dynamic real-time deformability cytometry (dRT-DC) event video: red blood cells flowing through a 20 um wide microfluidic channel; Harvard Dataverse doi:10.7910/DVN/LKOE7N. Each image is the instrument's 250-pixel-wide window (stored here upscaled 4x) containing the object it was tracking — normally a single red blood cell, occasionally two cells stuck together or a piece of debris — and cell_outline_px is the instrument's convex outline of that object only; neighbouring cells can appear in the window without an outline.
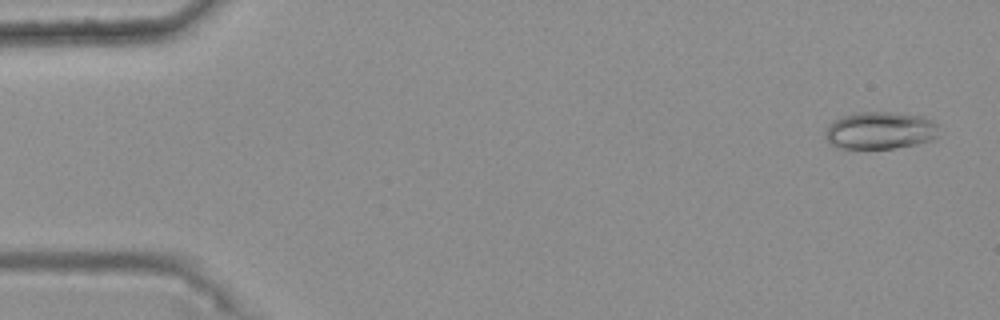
{"species": "common noctule bat (a hibernating species)", "species_latin": "Nyctalus noctula", "temperature_condition": "warm", "stored_images_in_passage": 49, "camera_frame_rate_fps": 3000, "um_per_image_px": 0.085, "animal": {"sex": "female", "body_mass_g": 25.1}, "frame": {"image": 1, "passage_image": 3, "time_ms": 0.667, "image_size_px": [1000, 320], "cell_outline_px": [[936, 136], [932, 140], [916, 144], [896, 148], [840, 148], [828, 144], [824, 136], [824, 132], [828, 124], [832, 120], [856, 112], [888, 112], [924, 116], [932, 120], [936, 124]], "centroid_in_image_um": [74.74, 11.09], "position_along_channel_um": 10.3, "area_um2": 24.85}}
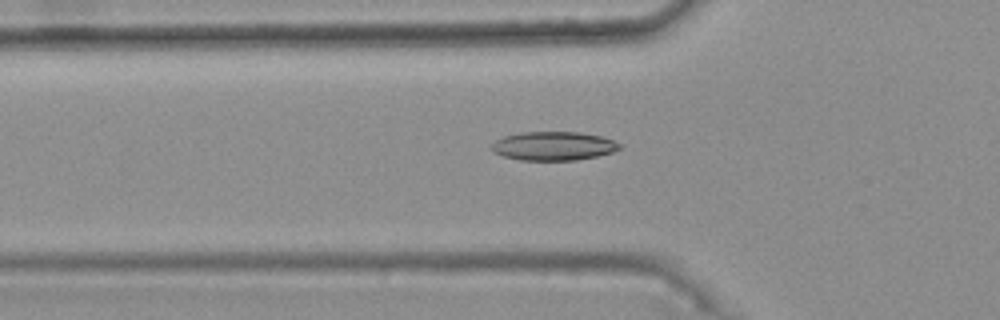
{"frame": {"image": 2, "passage_image": 19, "time_ms": 6.0, "image_size_px": [1000, 320], "cell_outline_px": [[624, 148], [612, 152], [596, 156], [576, 160], [520, 160], [504, 156], [492, 152], [488, 148], [496, 140], [504, 136], [520, 132], [580, 132], [600, 136], [612, 140], [620, 144]], "centroid_in_image_um": [47.02, 12.41], "position_along_channel_um": 78.8, "area_um2": 21.56}}
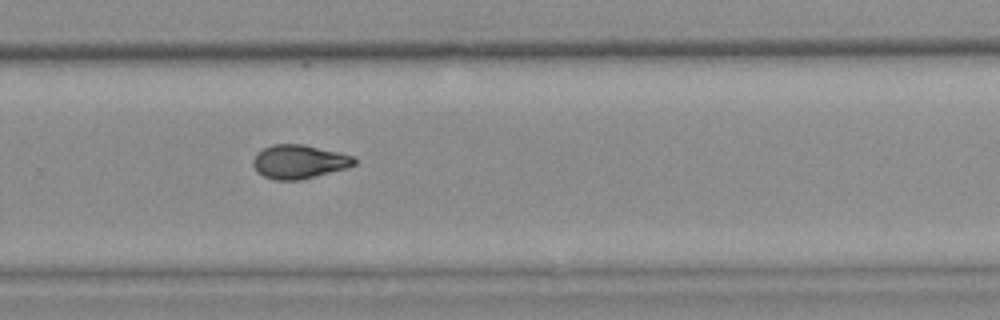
{"frame": {"image": 3, "passage_image": 37, "time_ms": 12.0, "image_size_px": [1000, 320], "cell_outline_px": [[356, 164], [348, 168], [300, 180], [276, 180], [264, 176], [256, 172], [252, 164], [252, 160], [256, 152], [272, 144], [304, 144], [340, 152], [356, 156]], "centroid_in_image_um": [25.43, 13.74], "position_along_channel_um": 304.4, "area_um2": 20.29}, "authors_computed_cell_mechanics": {"area_um2": 20.1144, "velocity_mm_per_s": 3.7602, "shape_relaxation_time_tau1_ms": 9.7305, "shape_relaxation_time_tau2_ms": 2.513, "deformation_change_tau1": 0.2076, "deformation_change_tau2": 0.075}}